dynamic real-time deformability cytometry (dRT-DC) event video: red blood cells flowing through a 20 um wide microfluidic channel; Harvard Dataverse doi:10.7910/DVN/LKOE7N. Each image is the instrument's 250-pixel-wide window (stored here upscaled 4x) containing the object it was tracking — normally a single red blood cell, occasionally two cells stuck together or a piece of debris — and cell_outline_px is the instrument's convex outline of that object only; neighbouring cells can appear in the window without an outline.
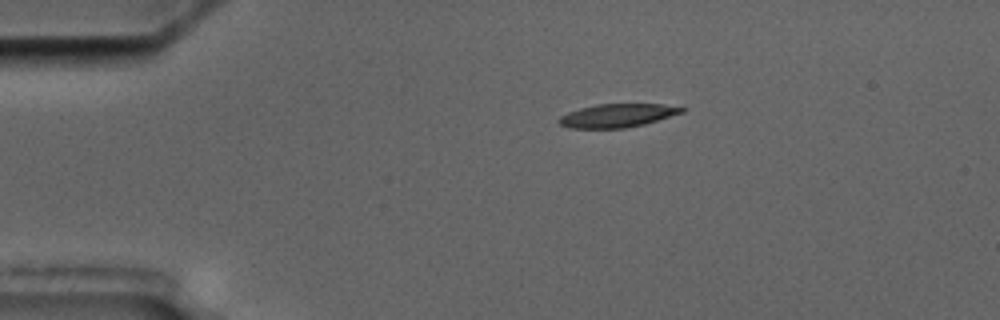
{"species": "common noctule bat (a hibernating species)", "species_latin": "Nyctalus noctula", "temperature_condition": "cold", "stored_images_in_passage": 3, "camera_frame_rate_fps": 3000, "um_per_image_px": 0.085, "animal": {"sex": "male", "body_mass_g": 17.5, "forearm_length_mm": 52.3}, "frame": {"image": 1, "passage_image": 1, "time_ms": 0.0, "image_size_px": [1000, 320], "cell_outline_px": [[688, 108], [684, 112], [644, 124], [624, 128], [568, 128], [560, 124], [556, 120], [560, 116], [568, 112], [580, 108], [596, 104], [684, 104]], "centroid_in_image_um": [52.56, 9.8], "position_along_channel_um": 32.4, "area_um2": 17.11}}